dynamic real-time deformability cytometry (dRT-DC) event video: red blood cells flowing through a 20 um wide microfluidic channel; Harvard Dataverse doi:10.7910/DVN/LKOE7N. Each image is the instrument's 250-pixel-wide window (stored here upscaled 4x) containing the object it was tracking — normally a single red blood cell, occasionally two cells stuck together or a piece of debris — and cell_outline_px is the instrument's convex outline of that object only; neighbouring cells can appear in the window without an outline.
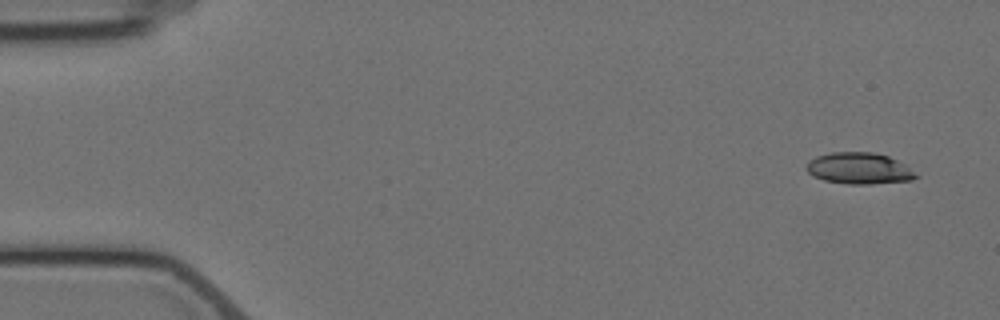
{"species": "Egyptian fruit bat (a non-hibernating species)", "species_latin": "Rousettus aegyptiacus", "temperature_condition": "cold", "stored_images_in_passage": 5, "camera_frame_rate_fps": 3000, "um_per_image_px": 0.085, "animal": {"sex": "female"}, "frame": {"image": 1, "passage_image": 1, "time_ms": 0.0, "image_size_px": [1000, 320], "cell_outline_px": [[920, 176], [912, 180], [872, 184], [848, 184], [824, 180], [812, 176], [804, 168], [808, 160], [816, 156], [832, 152], [872, 152], [888, 156], [908, 164]], "centroid_in_image_um": [73.05, 14.31], "position_along_channel_um": 11.9, "area_um2": 20.46}}
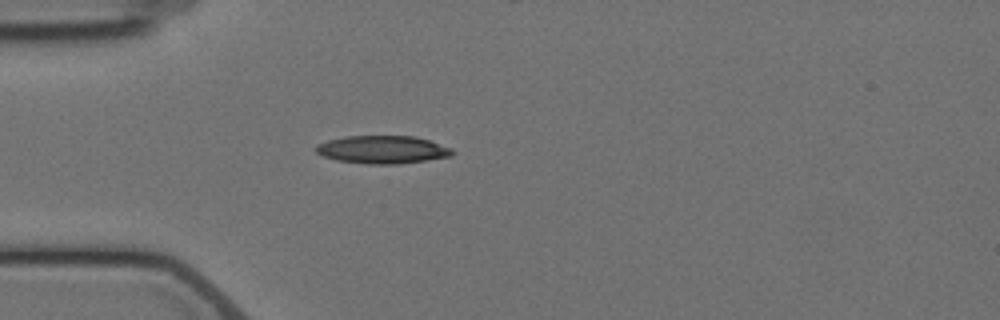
{"frame": {"image": 2, "passage_image": 5, "time_ms": 4.333, "image_size_px": [1000, 320], "cell_outline_px": [[456, 152], [452, 156], [400, 164], [368, 164], [336, 160], [324, 156], [316, 152], [316, 144], [328, 140], [344, 136], [416, 136], [452, 148]], "centroid_in_image_um": [32.53, 12.71], "position_along_channel_um": 52.5, "area_um2": 22.25}}